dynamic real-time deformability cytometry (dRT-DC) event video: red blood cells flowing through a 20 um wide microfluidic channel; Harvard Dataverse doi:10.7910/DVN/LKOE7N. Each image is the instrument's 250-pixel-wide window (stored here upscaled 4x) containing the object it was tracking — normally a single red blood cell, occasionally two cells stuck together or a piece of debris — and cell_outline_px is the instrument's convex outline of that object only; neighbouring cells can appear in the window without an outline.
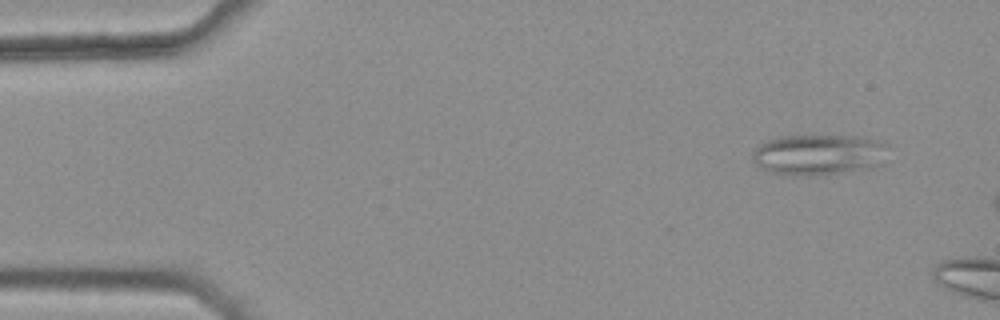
{"species": "common noctule bat (a hibernating species)", "species_latin": "Nyctalus noctula", "temperature_condition": "warm", "stored_images_in_passage": 5, "camera_frame_rate_fps": 3000, "um_per_image_px": 0.085, "animal": {"sex": "female", "body_mass_g": 25.1}, "frame": {"image": 1, "passage_image": 1, "time_ms": 0.0, "image_size_px": [1000, 320], "cell_outline_px": [[888, 144], [884, 164], [872, 168], [824, 176], [796, 176], [772, 172], [756, 164], [752, 160], [752, 152], [764, 140], [780, 136], [860, 136]], "centroid_in_image_um": [69.62, 13.16], "position_along_channel_um": 15.4, "area_um2": 32.83}}